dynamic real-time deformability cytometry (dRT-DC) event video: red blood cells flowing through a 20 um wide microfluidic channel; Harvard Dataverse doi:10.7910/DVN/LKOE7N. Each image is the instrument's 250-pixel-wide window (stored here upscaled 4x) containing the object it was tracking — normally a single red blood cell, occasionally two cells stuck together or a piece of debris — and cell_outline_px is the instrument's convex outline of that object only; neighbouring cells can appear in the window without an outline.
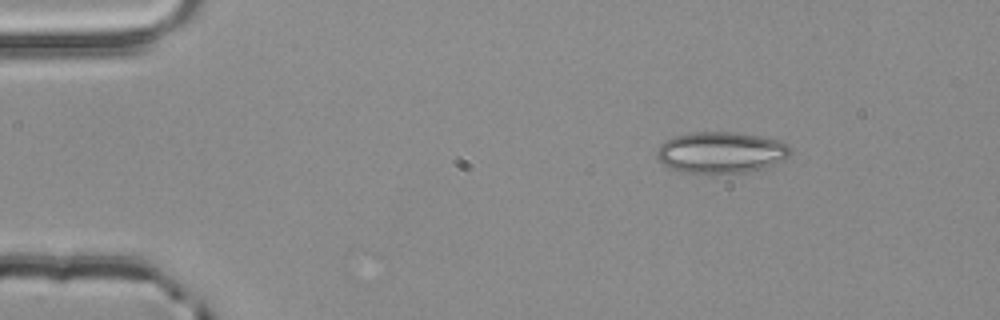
{"species": "common noctule bat (a hibernating species)", "species_latin": "Nyctalus noctula", "temperature_condition": "room temperature", "stored_images_in_passage": 4, "camera_frame_rate_fps": 3000, "um_per_image_px": 0.085, "animal": {"sex": "male", "body_mass_g": 20.4}, "frame": {"image": 1, "passage_image": 1, "time_ms": 0.0, "image_size_px": [1000, 320], "cell_outline_px": [[792, 152], [784, 160], [764, 168], [748, 172], [684, 172], [668, 168], [656, 156], [656, 148], [660, 144], [676, 136], [692, 132], [732, 132], [760, 136], [776, 140], [788, 144], [792, 148]], "centroid_in_image_um": [61.3, 12.95], "position_along_channel_um": 23.7, "area_um2": 31.96}}